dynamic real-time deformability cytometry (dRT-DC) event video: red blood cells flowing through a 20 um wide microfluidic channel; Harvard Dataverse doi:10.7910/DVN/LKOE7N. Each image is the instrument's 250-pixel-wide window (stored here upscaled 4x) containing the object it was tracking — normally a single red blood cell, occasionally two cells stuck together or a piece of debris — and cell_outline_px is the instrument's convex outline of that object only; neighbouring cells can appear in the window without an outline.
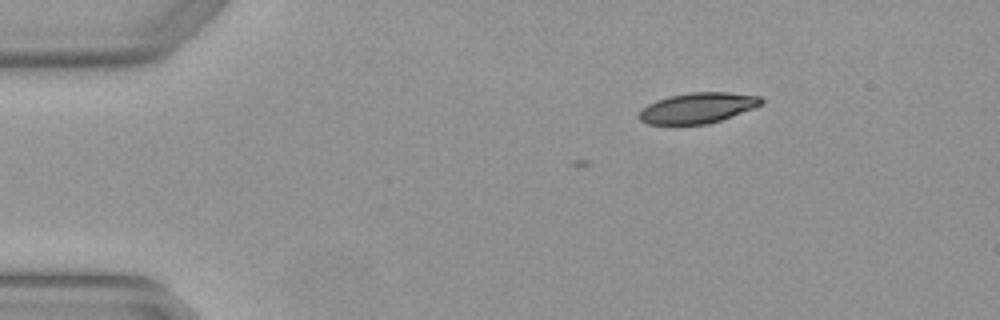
{"species": "Egyptian fruit bat (a non-hibernating species)", "species_latin": "Rousettus aegyptiacus", "temperature_condition": "warm", "stored_images_in_passage": 3, "camera_frame_rate_fps": 3000, "um_per_image_px": 0.085, "animal": {"sex": "female"}, "frame": {"image": 1, "passage_image": 1, "time_ms": 0.0, "image_size_px": [1000, 320], "cell_outline_px": [[764, 104], [732, 116], [708, 124], [648, 124], [640, 120], [636, 116], [648, 104], [656, 100], [668, 96], [688, 92], [728, 92], [760, 96], [764, 100]], "centroid_in_image_um": [59.31, 9.16], "position_along_channel_um": 25.7, "area_um2": 21.79}}
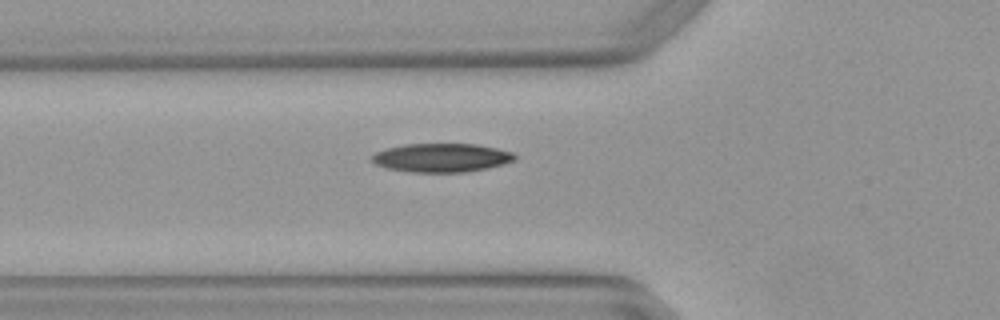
{"frame": {"image": 2, "passage_image": 3, "time_ms": 0.667, "image_size_px": [1000, 320], "cell_outline_px": [[516, 160], [488, 168], [464, 172], [408, 172], [388, 168], [376, 164], [372, 160], [372, 156], [376, 152], [388, 148], [404, 144], [476, 144], [496, 148], [512, 152], [516, 156]], "centroid_in_image_um": [37.55, 13.41], "position_along_channel_um": 88.3, "area_um2": 23.76}}